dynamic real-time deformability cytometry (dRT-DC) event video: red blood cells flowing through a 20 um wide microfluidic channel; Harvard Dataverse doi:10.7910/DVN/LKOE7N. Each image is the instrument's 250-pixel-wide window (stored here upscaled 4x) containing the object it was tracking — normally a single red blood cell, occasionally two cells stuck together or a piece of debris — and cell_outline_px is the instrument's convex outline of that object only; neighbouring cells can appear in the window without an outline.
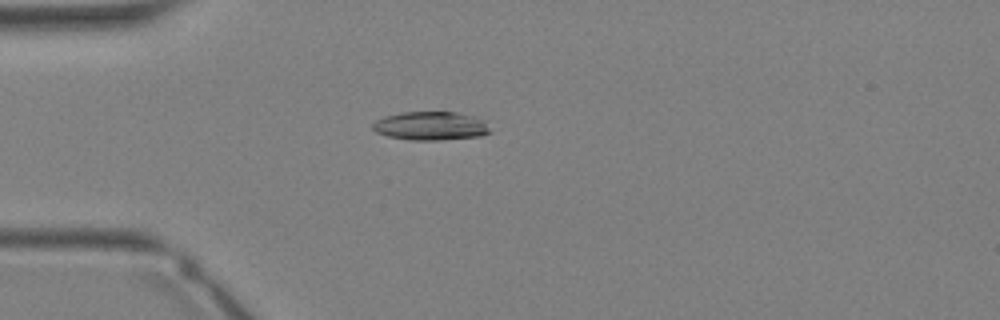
{"species": "Egyptian fruit bat (a non-hibernating species)", "species_latin": "Rousettus aegyptiacus", "temperature_condition": "warm", "stored_images_in_passage": 34, "camera_frame_rate_fps": 3000, "um_per_image_px": 0.085, "animal": {"sex": "female"}, "frame": {"image": 1, "passage_image": 9, "time_ms": 2.667, "image_size_px": [1000, 320], "cell_outline_px": [[492, 132], [480, 136], [440, 140], [412, 140], [388, 136], [376, 132], [372, 128], [372, 124], [376, 120], [384, 116], [404, 112], [456, 112], [472, 116], [484, 120]], "centroid_in_image_um": [36.62, 10.7], "position_along_channel_um": 48.4, "area_um2": 19.54}}
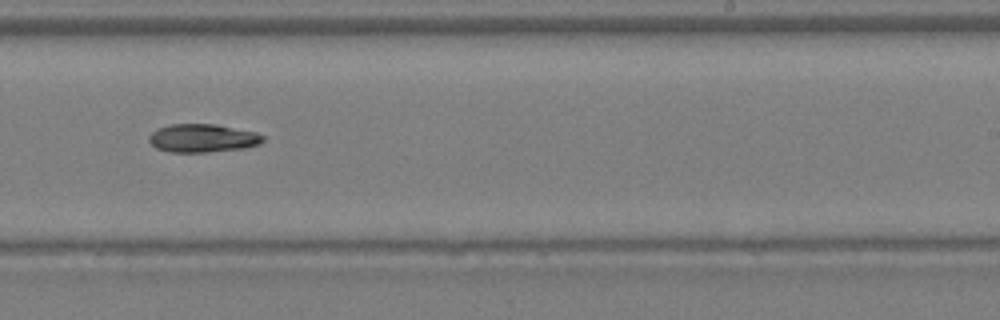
{"frame": {"image": 2, "passage_image": 21, "time_ms": 6.667, "image_size_px": [1000, 320], "cell_outline_px": [[264, 140], [260, 144], [244, 148], [204, 152], [168, 152], [156, 148], [148, 140], [148, 136], [156, 128], [168, 124], [216, 124], [256, 132], [264, 136]], "centroid_in_image_um": [17.19, 11.73], "position_along_channel_um": 271.8, "area_um2": 18.9}}
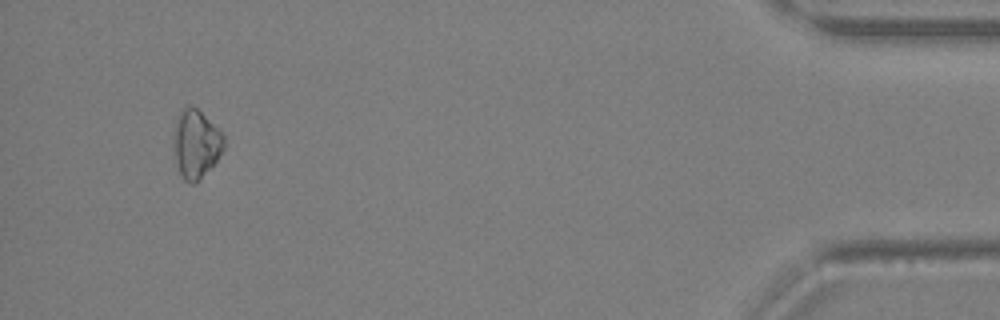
{"frame": {"image": 3, "passage_image": 32, "time_ms": 10.333, "image_size_px": [1000, 320], "cell_outline_px": [[224, 148], [216, 160], [200, 180], [192, 184], [184, 180], [180, 172], [176, 160], [172, 144], [172, 132], [176, 120], [180, 112], [188, 104], [196, 108], [224, 136]], "centroid_in_image_um": [16.61, 12.24], "position_along_channel_um": 418.6, "area_um2": 19.83}}